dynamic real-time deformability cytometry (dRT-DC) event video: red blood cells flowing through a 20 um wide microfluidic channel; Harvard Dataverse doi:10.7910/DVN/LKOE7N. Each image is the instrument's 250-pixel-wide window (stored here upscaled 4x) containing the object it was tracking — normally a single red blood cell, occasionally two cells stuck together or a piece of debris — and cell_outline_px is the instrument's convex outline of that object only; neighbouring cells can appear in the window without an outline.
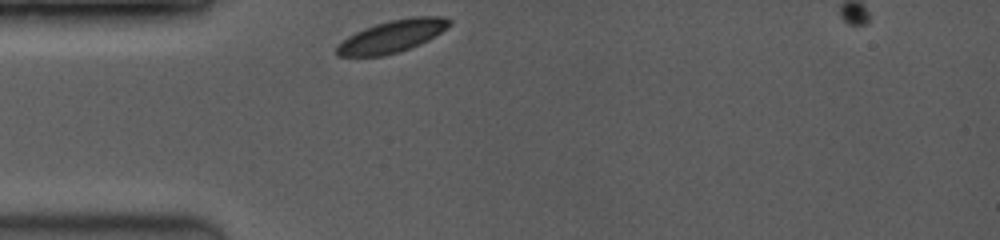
{"species": "common noctule bat (a hibernating species)", "species_latin": "Nyctalus noctula", "temperature_condition": "room temperature", "stored_images_in_passage": 27, "camera_frame_rate_fps": 3500, "um_per_image_px": 0.085, "animal": {"sex": "female", "body_mass_g": 19.0, "forearm_length_mm": 53.3}, "frame": {"image": 1, "passage_image": 1, "time_ms": 0.0, "image_size_px": [1000, 240], "cell_outline_px": [[452, 24], [428, 40], [420, 44], [384, 56], [336, 56], [336, 48], [348, 36], [364, 28], [376, 24], [392, 20], [412, 16], [444, 16], [452, 20]], "centroid_in_image_um": [33.36, 3.07], "position_along_channel_um": 51.6, "area_um2": 20.92}}
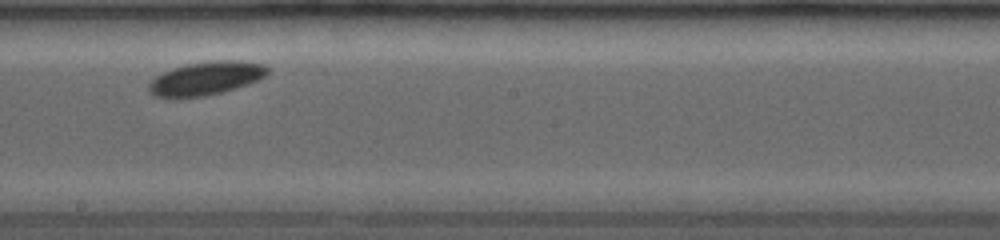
{"frame": {"image": 2, "passage_image": 16, "time_ms": 4.857, "image_size_px": [1000, 240], "cell_outline_px": [[272, 72], [260, 80], [248, 84], [220, 92], [204, 96], [176, 100], [156, 96], [148, 88], [148, 84], [156, 76], [172, 68], [188, 64], [216, 60], [240, 60], [264, 64]], "centroid_in_image_um": [17.53, 6.67], "position_along_channel_um": 230.7, "area_um2": 23.47}}
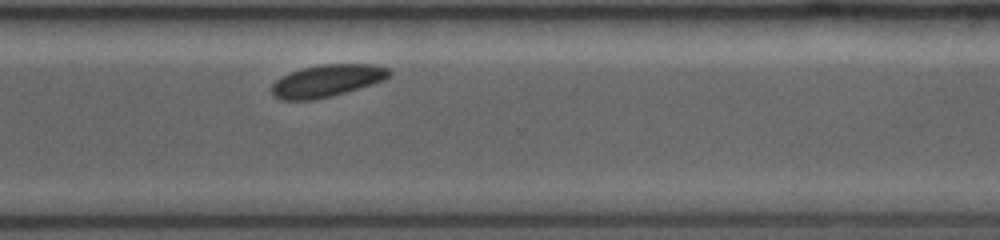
{"frame": {"image": 3, "passage_image": 27, "time_ms": 7.714, "image_size_px": [1000, 240], "cell_outline_px": [[392, 76], [384, 80], [332, 96], [312, 100], [280, 100], [272, 96], [272, 84], [276, 80], [300, 68], [320, 64], [376, 64], [392, 68]], "centroid_in_image_um": [27.84, 6.85], "position_along_channel_um": 342.8, "area_um2": 22.25}}